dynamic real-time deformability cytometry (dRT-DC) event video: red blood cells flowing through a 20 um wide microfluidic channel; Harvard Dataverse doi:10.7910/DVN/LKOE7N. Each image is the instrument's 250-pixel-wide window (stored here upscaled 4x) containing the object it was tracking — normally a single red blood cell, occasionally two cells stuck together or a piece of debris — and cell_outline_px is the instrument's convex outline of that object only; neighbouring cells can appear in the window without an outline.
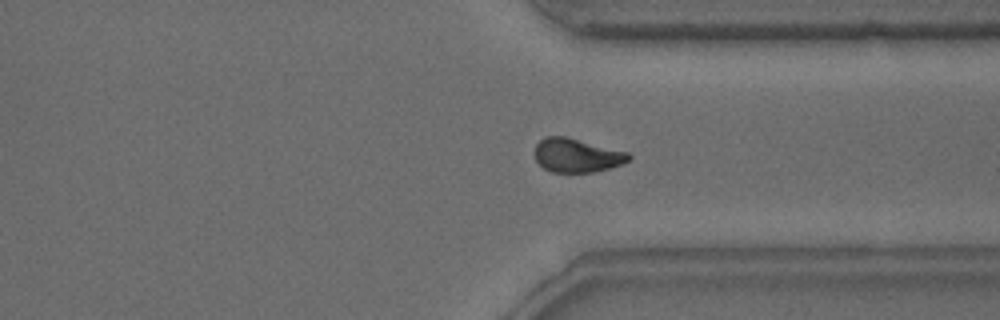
{"species": "common noctule bat (a hibernating species)", "species_latin": "Nyctalus noctula", "temperature_condition": "warm", "stored_images_in_passage": 48, "camera_frame_rate_fps": 3000, "um_per_image_px": 0.085, "animal": {"sex": "male", "body_mass_g": 15.6}, "frame": {"image": 1, "passage_image": 35, "time_ms": 11.333, "image_size_px": [1000, 320], "cell_outline_px": [[632, 156], [628, 160], [620, 164], [608, 168], [592, 172], [552, 172], [544, 168], [536, 160], [532, 152], [536, 144], [544, 136], [564, 136], [628, 152]], "centroid_in_image_um": [48.97, 13.2], "position_along_channel_um": 362.4, "area_um2": 18.44}, "authors_computed_cell_mechanics": {"area_um2": 18.6405, "velocity_mm_per_s": 4.2053, "shape_relaxation_time_tau1_ms": 4.2497, "shape_relaxation_time_tau2_ms": 3.2547, "deformation_change_tau1": 0.1707, "deformation_change_tau2": 0.096}}